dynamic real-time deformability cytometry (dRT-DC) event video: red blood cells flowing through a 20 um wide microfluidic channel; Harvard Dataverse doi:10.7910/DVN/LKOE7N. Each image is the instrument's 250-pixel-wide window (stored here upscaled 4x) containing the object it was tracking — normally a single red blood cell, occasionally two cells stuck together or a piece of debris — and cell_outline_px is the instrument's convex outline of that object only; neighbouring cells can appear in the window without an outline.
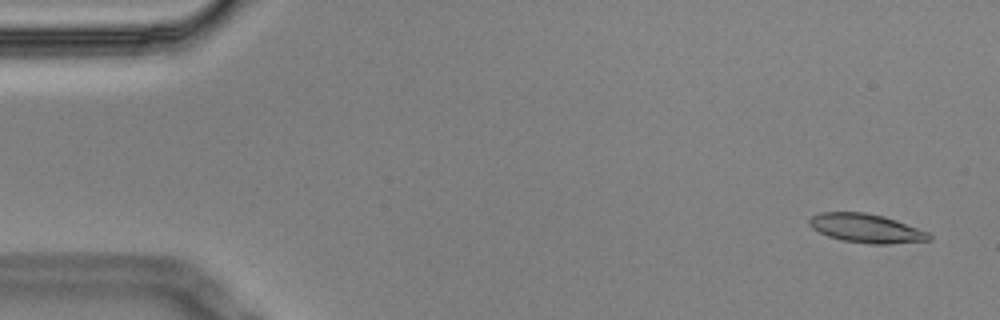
{"species": "Egyptian fruit bat (a non-hibernating species)", "species_latin": "Rousettus aegyptiacus", "temperature_condition": "cold", "stored_images_in_passage": 5, "camera_frame_rate_fps": 3000, "um_per_image_px": 0.085, "animal": {"sex": "male"}, "frame": {"image": 1, "passage_image": 1, "time_ms": 0.0, "image_size_px": [1000, 320], "cell_outline_px": [[932, 240], [888, 244], [868, 244], [844, 240], [828, 236], [812, 228], [808, 224], [808, 220], [812, 216], [820, 212], [864, 212], [884, 216], [896, 220], [928, 232], [932, 236]], "centroid_in_image_um": [73.63, 19.4], "position_along_channel_um": 11.4, "area_um2": 20.11}}